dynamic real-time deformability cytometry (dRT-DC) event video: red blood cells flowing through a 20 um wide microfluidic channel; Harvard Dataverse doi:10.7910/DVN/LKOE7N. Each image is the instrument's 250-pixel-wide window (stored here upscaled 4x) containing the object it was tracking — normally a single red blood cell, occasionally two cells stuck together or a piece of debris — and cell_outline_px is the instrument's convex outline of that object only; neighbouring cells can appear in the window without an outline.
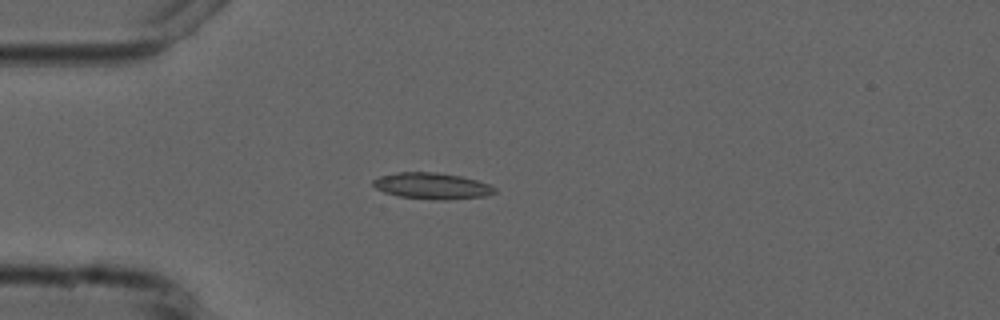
{"species": "common noctule bat (a hibernating species)", "species_latin": "Nyctalus noctula", "temperature_condition": "cold", "stored_images_in_passage": 2, "camera_frame_rate_fps": 3000, "um_per_image_px": 0.085, "animal": {"sex": "male", "forearm_length_mm": 52.5}, "frame": {"image": 1, "passage_image": 1, "time_ms": 0.0, "image_size_px": [1000, 320], "cell_outline_px": [[496, 192], [488, 196], [448, 200], [436, 200], [400, 196], [384, 192], [376, 188], [372, 184], [372, 180], [380, 176], [396, 172], [436, 172], [460, 176], [476, 180], [488, 184], [496, 188]], "centroid_in_image_um": [36.73, 15.8], "position_along_channel_um": 48.3, "area_um2": 18.67}}